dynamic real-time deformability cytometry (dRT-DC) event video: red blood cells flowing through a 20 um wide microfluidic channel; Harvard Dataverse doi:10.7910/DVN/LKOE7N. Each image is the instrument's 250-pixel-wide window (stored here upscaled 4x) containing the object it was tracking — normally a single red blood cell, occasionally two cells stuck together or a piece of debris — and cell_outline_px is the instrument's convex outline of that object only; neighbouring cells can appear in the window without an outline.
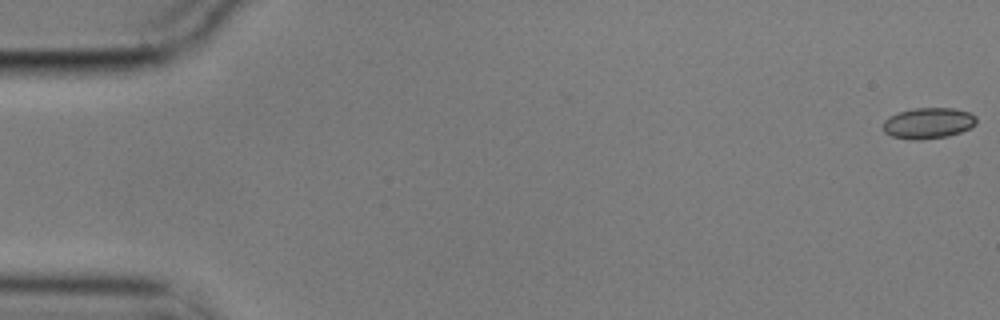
{"species": "common noctule bat (a hibernating species)", "species_latin": "Nyctalus noctula", "temperature_condition": "cold", "stored_images_in_passage": 31, "camera_frame_rate_fps": 3000, "um_per_image_px": 0.085, "animal": {"sex": "male", "body_mass_g": 17.9}, "frame": {"image": 1, "passage_image": 1, "time_ms": 0.0, "image_size_px": [1000, 320], "cell_outline_px": [[976, 124], [960, 132], [948, 136], [920, 140], [912, 140], [892, 136], [884, 132], [884, 120], [888, 116], [912, 108], [956, 108], [968, 112], [976, 116]], "centroid_in_image_um": [78.89, 10.46], "position_along_channel_um": 6.1, "area_um2": 16.82}}
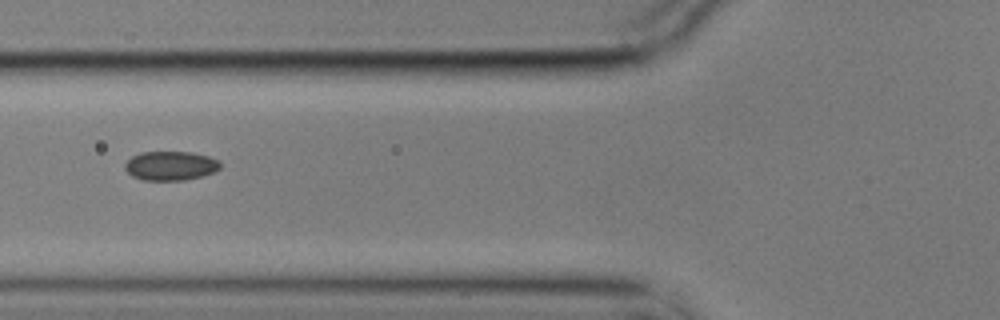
{"frame": {"image": 2, "passage_image": 22, "time_ms": 7.0, "image_size_px": [1000, 320], "cell_outline_px": [[220, 168], [212, 172], [200, 176], [184, 180], [144, 180], [132, 176], [124, 168], [124, 164], [132, 156], [140, 152], [192, 152], [208, 156], [220, 160]], "centroid_in_image_um": [14.48, 14.08], "position_along_channel_um": 111.3, "area_um2": 16.13}}
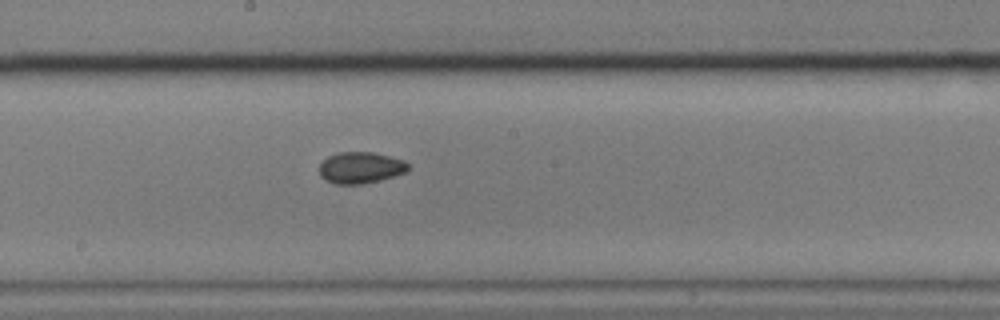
{"frame": {"image": 3, "passage_image": 31, "time_ms": 10.0, "image_size_px": [1000, 320], "cell_outline_px": [[408, 172], [380, 180], [360, 184], [336, 184], [324, 180], [320, 176], [320, 164], [328, 156], [336, 152], [372, 152], [404, 160], [408, 164]], "centroid_in_image_um": [30.64, 14.25], "position_along_channel_um": 217.6, "area_um2": 16.3}}